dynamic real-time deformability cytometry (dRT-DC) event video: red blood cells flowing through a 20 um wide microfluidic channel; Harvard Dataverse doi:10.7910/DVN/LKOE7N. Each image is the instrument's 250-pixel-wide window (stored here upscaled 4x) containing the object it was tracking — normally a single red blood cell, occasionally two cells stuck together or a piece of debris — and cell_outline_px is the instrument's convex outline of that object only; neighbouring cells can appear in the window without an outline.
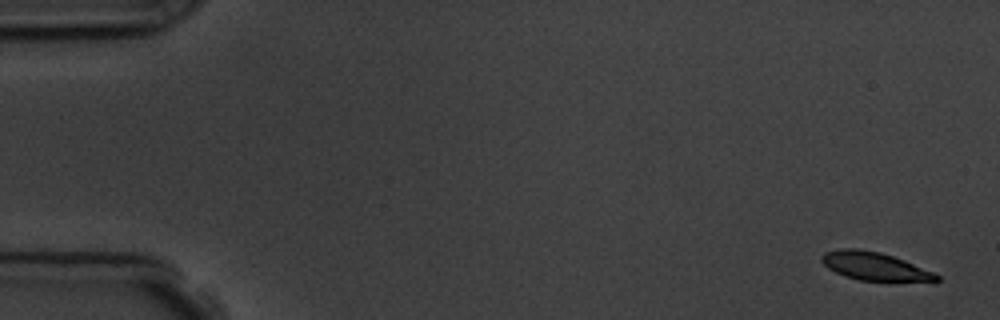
{"species": "common noctule bat (a hibernating species)", "species_latin": "Nyctalus noctula", "temperature_condition": "room temperature", "stored_images_in_passage": 6, "camera_frame_rate_fps": 3000, "um_per_image_px": 0.085, "animal": {"sex": "male", "body_mass_g": 19.5, "forearm_length_mm": 54.6}, "frame": {"image": 1, "passage_image": 1, "time_ms": 0.0, "image_size_px": [1000, 320], "cell_outline_px": [[940, 280], [936, 284], [860, 280], [844, 276], [828, 268], [820, 260], [820, 256], [824, 252], [840, 248], [860, 248], [880, 252], [904, 260], [932, 272], [940, 276]], "centroid_in_image_um": [74.43, 22.67], "position_along_channel_um": 10.6, "area_um2": 19.59}}